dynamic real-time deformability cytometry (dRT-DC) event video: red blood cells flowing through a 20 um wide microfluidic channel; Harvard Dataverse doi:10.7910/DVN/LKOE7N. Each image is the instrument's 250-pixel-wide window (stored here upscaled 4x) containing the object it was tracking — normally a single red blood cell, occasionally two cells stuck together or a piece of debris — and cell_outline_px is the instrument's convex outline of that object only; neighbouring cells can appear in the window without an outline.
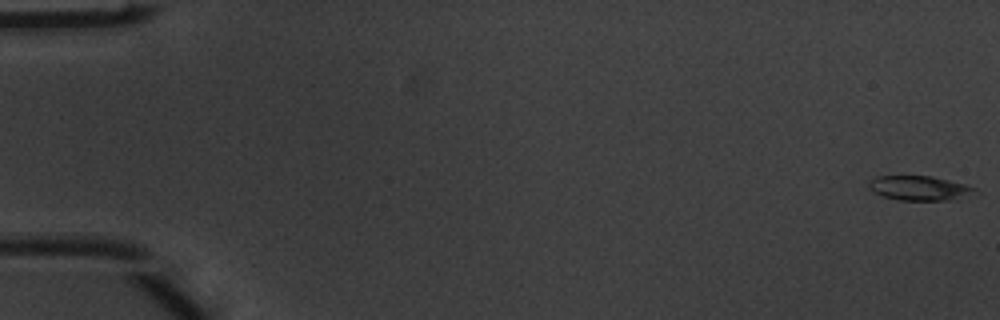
{"species": "common noctule bat (a hibernating species)", "species_latin": "Nyctalus noctula", "temperature_condition": "warm", "stored_images_in_passage": 6, "camera_frame_rate_fps": 3000, "um_per_image_px": 0.085, "animal": {"sex": "male", "body_mass_g": 20.1, "forearm_length_mm": 53.5}, "frame": {"image": 1, "passage_image": 1, "time_ms": 0.0, "image_size_px": [1000, 320], "cell_outline_px": [[980, 192], [948, 200], [900, 200], [880, 196], [868, 184], [868, 180], [880, 176], [932, 176], [964, 184], [976, 188]], "centroid_in_image_um": [78.16, 15.99], "position_along_channel_um": 6.8, "area_um2": 14.97}}
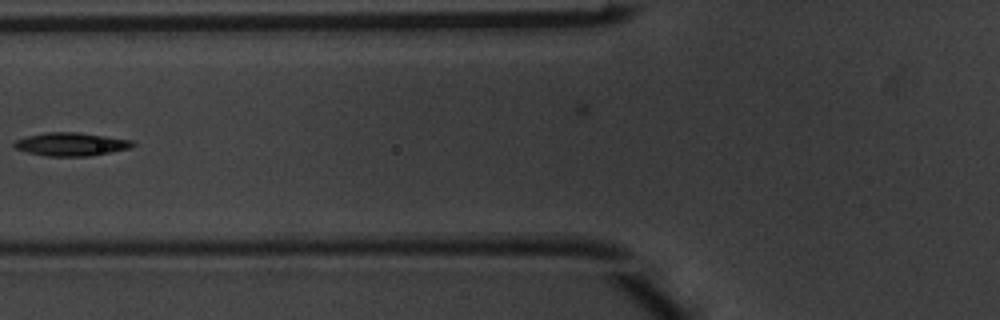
{"frame": {"image": 2, "passage_image": 6, "time_ms": 1.667, "image_size_px": [1000, 320], "cell_outline_px": [[136, 144], [132, 148], [88, 156], [48, 156], [28, 152], [12, 148], [12, 144], [16, 140], [28, 136], [48, 132], [76, 132], [132, 140]], "centroid_in_image_um": [6.03, 12.26], "position_along_channel_um": 119.8, "area_um2": 15.95}}